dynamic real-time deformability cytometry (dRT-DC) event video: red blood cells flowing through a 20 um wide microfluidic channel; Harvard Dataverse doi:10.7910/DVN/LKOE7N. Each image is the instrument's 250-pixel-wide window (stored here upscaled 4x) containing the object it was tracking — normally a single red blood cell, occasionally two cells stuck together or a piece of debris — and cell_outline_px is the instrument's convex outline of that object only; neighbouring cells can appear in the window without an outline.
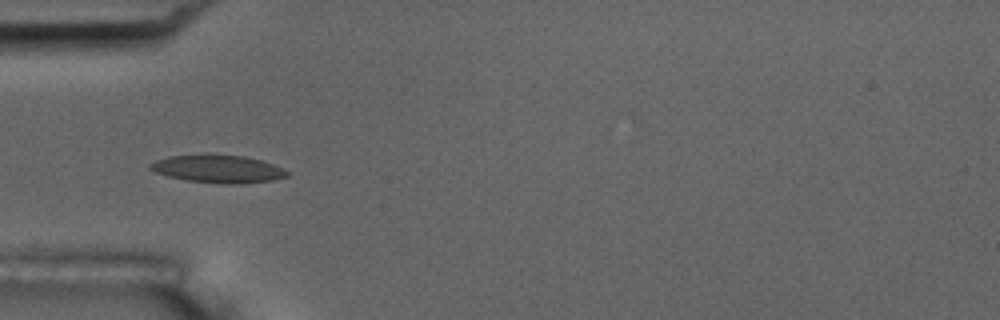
{"species": "common noctule bat (a hibernating species)", "species_latin": "Nyctalus noctula", "temperature_condition": "room temperature", "stored_images_in_passage": 9, "camera_frame_rate_fps": 3000, "um_per_image_px": 0.085, "animal": {"sex": "male", "body_mass_g": 17.5, "forearm_length_mm": 52.3}, "frame": {"image": 1, "passage_image": 6, "time_ms": 5.667, "image_size_px": [1000, 320], "cell_outline_px": [[288, 176], [272, 180], [236, 184], [224, 184], [184, 180], [168, 176], [156, 172], [148, 168], [148, 164], [156, 160], [168, 156], [244, 156], [260, 160], [272, 164], [288, 172]], "centroid_in_image_um": [18.49, 14.38], "position_along_channel_um": 66.5, "area_um2": 21.5}}
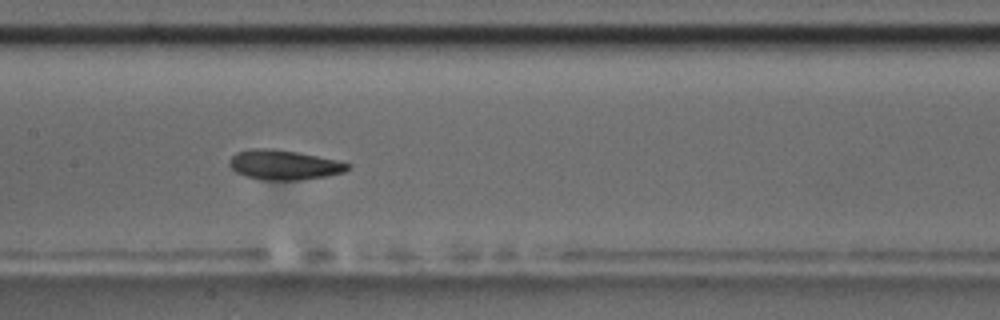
{"frame": {"image": 2, "passage_image": 9, "time_ms": 9.0, "image_size_px": [1000, 320], "cell_outline_px": [[352, 168], [344, 172], [324, 176], [300, 180], [264, 180], [248, 176], [236, 172], [228, 164], [228, 160], [236, 152], [252, 148], [272, 148], [296, 152], [336, 160], [352, 164]], "centroid_in_image_um": [24.13, 14.01], "position_along_channel_um": 183.3, "area_um2": 20.46}}